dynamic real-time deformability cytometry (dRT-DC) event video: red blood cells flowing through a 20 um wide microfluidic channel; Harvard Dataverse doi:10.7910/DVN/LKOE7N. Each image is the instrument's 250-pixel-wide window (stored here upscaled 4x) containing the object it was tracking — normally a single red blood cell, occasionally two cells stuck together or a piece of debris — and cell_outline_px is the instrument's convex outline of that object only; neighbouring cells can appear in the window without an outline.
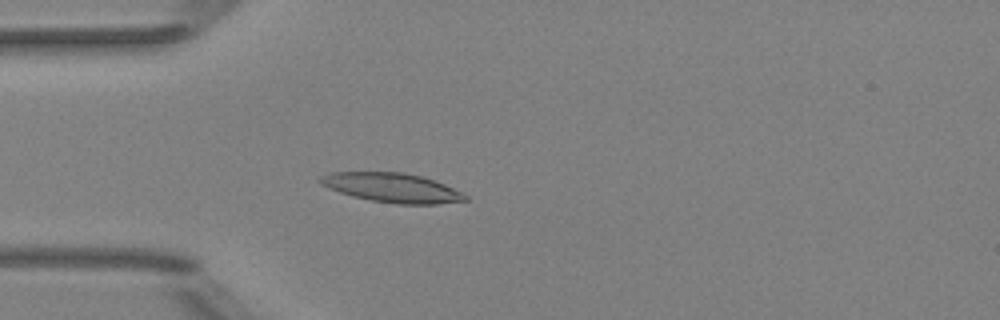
{"species": "Egyptian fruit bat (a non-hibernating species)", "species_latin": "Rousettus aegyptiacus", "temperature_condition": "room temperature", "stored_images_in_passage": 45, "camera_frame_rate_fps": 3000, "um_per_image_px": 0.085, "animal": {"sex": "female"}, "frame": {"image": 1, "passage_image": 8, "time_ms": 2.333, "image_size_px": [1000, 320], "cell_outline_px": [[468, 200], [436, 204], [400, 204], [372, 200], [352, 196], [340, 192], [320, 184], [316, 180], [320, 176], [332, 172], [404, 172], [420, 176], [444, 184], [468, 196]], "centroid_in_image_um": [33.29, 15.95], "position_along_channel_um": 51.7, "area_um2": 24.51}}
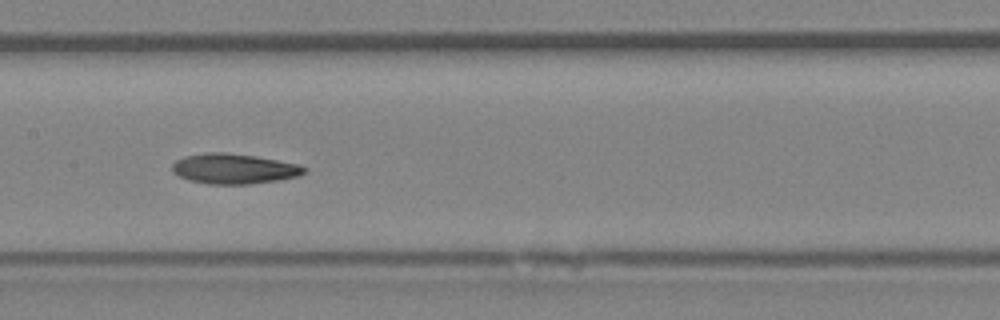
{"frame": {"image": 2, "passage_image": 19, "time_ms": 6.0, "image_size_px": [1000, 320], "cell_outline_px": [[308, 168], [304, 172], [296, 176], [280, 180], [248, 184], [208, 184], [188, 180], [172, 172], [172, 164], [176, 160], [184, 156], [208, 152], [224, 152], [256, 156], [300, 164]], "centroid_in_image_um": [19.88, 14.34], "position_along_channel_um": 187.5, "area_um2": 23.29}}
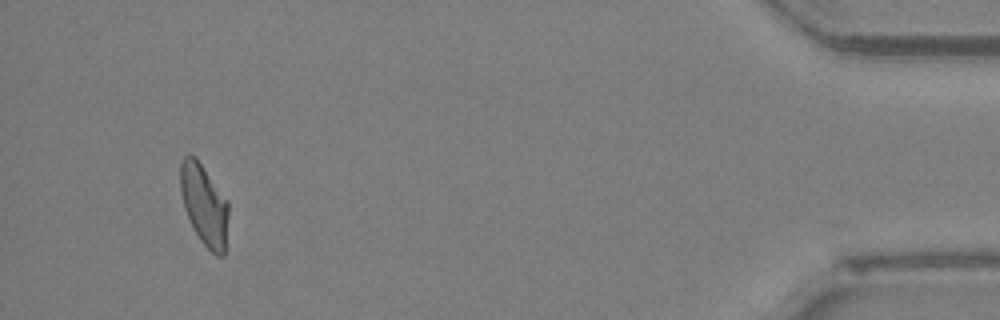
{"frame": {"image": 3, "passage_image": 42, "time_ms": 13.667, "image_size_px": [1000, 320], "cell_outline_px": [[228, 216], [224, 256], [216, 256], [200, 240], [184, 208], [180, 192], [180, 160], [188, 152], [196, 156], [228, 200]], "centroid_in_image_um": [17.35, 17.34], "position_along_channel_um": 417.9, "area_um2": 22.89}, "authors_computed_cell_mechanics": {"area_um2": 23.0044, "velocity_mm_per_s": 3.9732, "shape_relaxation_time_tau1_ms": 7.7607, "shape_relaxation_time_tau2_ms": 10.9384, "deformation_change_tau1": 0.1817, "deformation_change_tau2": 0.1836}}